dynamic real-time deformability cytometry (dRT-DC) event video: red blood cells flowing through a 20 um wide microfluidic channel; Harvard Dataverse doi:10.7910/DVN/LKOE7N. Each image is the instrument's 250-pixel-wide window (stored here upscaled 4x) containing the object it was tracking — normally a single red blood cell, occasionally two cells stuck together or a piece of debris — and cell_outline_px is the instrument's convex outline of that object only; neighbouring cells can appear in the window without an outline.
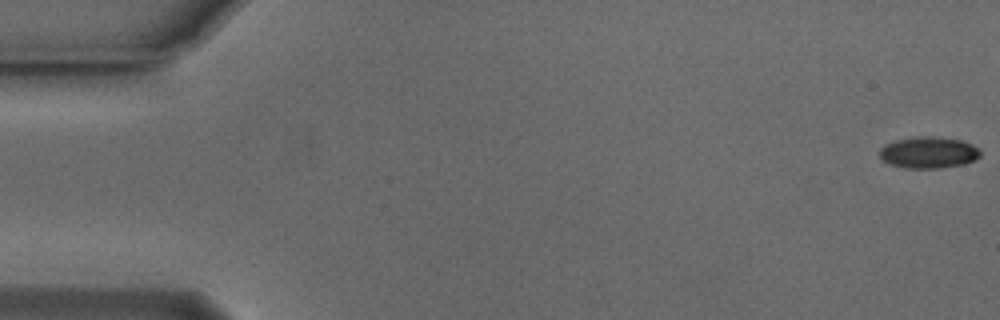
{"species": "Egyptian fruit bat (a non-hibernating species)", "species_latin": "Rousettus aegyptiacus", "temperature_condition": "cold", "stored_images_in_passage": 55, "camera_frame_rate_fps": 3000, "um_per_image_px": 0.085, "animal": {"sex": "male"}, "frame": {"image": 1, "passage_image": 1, "time_ms": 0.0, "image_size_px": [1000, 320], "cell_outline_px": [[980, 156], [976, 160], [964, 164], [940, 168], [904, 168], [892, 164], [884, 160], [880, 156], [880, 148], [884, 144], [896, 140], [912, 136], [932, 136], [960, 140], [972, 144], [980, 148]], "centroid_in_image_um": [78.95, 12.95], "position_along_channel_um": 6.1, "area_um2": 18.61}}
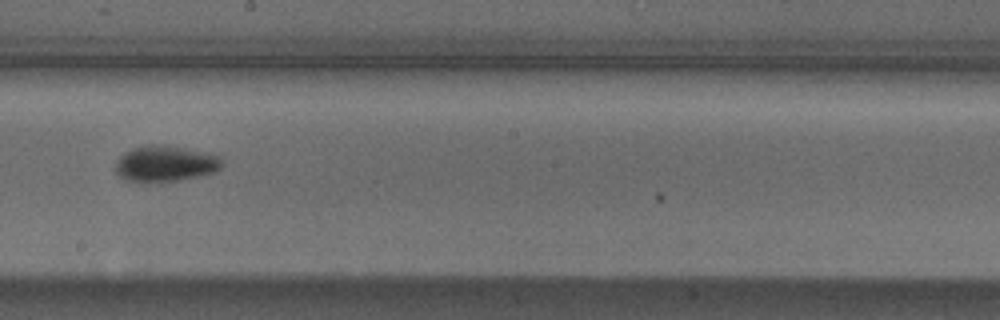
{"frame": {"image": 2, "passage_image": 31, "time_ms": 10.0, "image_size_px": [1000, 320], "cell_outline_px": [[224, 164], [216, 172], [180, 180], [124, 180], [116, 172], [116, 160], [124, 152], [132, 148], [148, 144], [164, 144], [212, 152], [224, 160]], "centroid_in_image_um": [14.12, 13.86], "position_along_channel_um": 234.1, "area_um2": 22.43}}
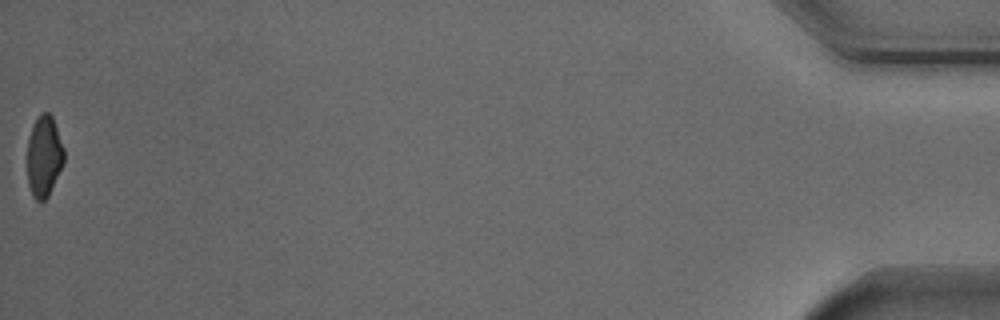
{"frame": {"image": 3, "passage_image": 55, "time_ms": 18.0, "image_size_px": [1000, 320], "cell_outline_px": [[64, 164], [48, 196], [44, 200], [36, 200], [32, 196], [28, 184], [28, 136], [32, 124], [40, 112], [48, 112], [52, 116], [64, 148]], "centroid_in_image_um": [3.74, 13.26], "position_along_channel_um": 431.5, "area_um2": 17.51}, "authors_computed_cell_mechanics": {"area_um2": 19.8254, "velocity_mm_per_s": 3.7727, "shape_relaxation_time_tau1_ms": 3.5894, "shape_relaxation_time_tau2_ms": null, "deformation_change_tau1": 0.102, "deformation_change_tau2": null}}